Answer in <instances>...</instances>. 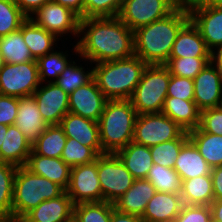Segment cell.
Masks as SVG:
<instances>
[{"label":"cell","instance_id":"obj_1","mask_svg":"<svg viewBox=\"0 0 222 222\" xmlns=\"http://www.w3.org/2000/svg\"><path fill=\"white\" fill-rule=\"evenodd\" d=\"M74 46L75 54L92 63L129 58L134 55V31L118 17L83 18Z\"/></svg>","mask_w":222,"mask_h":222},{"label":"cell","instance_id":"obj_2","mask_svg":"<svg viewBox=\"0 0 222 222\" xmlns=\"http://www.w3.org/2000/svg\"><path fill=\"white\" fill-rule=\"evenodd\" d=\"M190 21L189 12L177 6L166 17L134 31V54L147 65H164L180 30Z\"/></svg>","mask_w":222,"mask_h":222},{"label":"cell","instance_id":"obj_3","mask_svg":"<svg viewBox=\"0 0 222 222\" xmlns=\"http://www.w3.org/2000/svg\"><path fill=\"white\" fill-rule=\"evenodd\" d=\"M93 78L108 100H130L147 64L135 54L129 58L96 63Z\"/></svg>","mask_w":222,"mask_h":222},{"label":"cell","instance_id":"obj_4","mask_svg":"<svg viewBox=\"0 0 222 222\" xmlns=\"http://www.w3.org/2000/svg\"><path fill=\"white\" fill-rule=\"evenodd\" d=\"M137 115L130 100H107L98 121L104 153H116L133 141Z\"/></svg>","mask_w":222,"mask_h":222},{"label":"cell","instance_id":"obj_5","mask_svg":"<svg viewBox=\"0 0 222 222\" xmlns=\"http://www.w3.org/2000/svg\"><path fill=\"white\" fill-rule=\"evenodd\" d=\"M64 191L57 183L32 173L25 166L18 167L14 179L12 219L23 218L43 201L56 198Z\"/></svg>","mask_w":222,"mask_h":222},{"label":"cell","instance_id":"obj_6","mask_svg":"<svg viewBox=\"0 0 222 222\" xmlns=\"http://www.w3.org/2000/svg\"><path fill=\"white\" fill-rule=\"evenodd\" d=\"M171 74L165 65H147L130 99L137 114L161 113Z\"/></svg>","mask_w":222,"mask_h":222},{"label":"cell","instance_id":"obj_7","mask_svg":"<svg viewBox=\"0 0 222 222\" xmlns=\"http://www.w3.org/2000/svg\"><path fill=\"white\" fill-rule=\"evenodd\" d=\"M97 171L103 201L114 203L133 185L135 178L116 153H104L97 157Z\"/></svg>","mask_w":222,"mask_h":222},{"label":"cell","instance_id":"obj_8","mask_svg":"<svg viewBox=\"0 0 222 222\" xmlns=\"http://www.w3.org/2000/svg\"><path fill=\"white\" fill-rule=\"evenodd\" d=\"M183 130L176 122L161 113H144L137 115L133 142L153 147L157 144L179 138Z\"/></svg>","mask_w":222,"mask_h":222},{"label":"cell","instance_id":"obj_9","mask_svg":"<svg viewBox=\"0 0 222 222\" xmlns=\"http://www.w3.org/2000/svg\"><path fill=\"white\" fill-rule=\"evenodd\" d=\"M37 60L5 63L0 70V94L16 98L32 96L40 86Z\"/></svg>","mask_w":222,"mask_h":222},{"label":"cell","instance_id":"obj_10","mask_svg":"<svg viewBox=\"0 0 222 222\" xmlns=\"http://www.w3.org/2000/svg\"><path fill=\"white\" fill-rule=\"evenodd\" d=\"M176 7L177 0H123L118 18L135 31L166 17Z\"/></svg>","mask_w":222,"mask_h":222},{"label":"cell","instance_id":"obj_11","mask_svg":"<svg viewBox=\"0 0 222 222\" xmlns=\"http://www.w3.org/2000/svg\"><path fill=\"white\" fill-rule=\"evenodd\" d=\"M73 204L103 202L97 171V158L90 164L71 168L69 186L65 190Z\"/></svg>","mask_w":222,"mask_h":222},{"label":"cell","instance_id":"obj_12","mask_svg":"<svg viewBox=\"0 0 222 222\" xmlns=\"http://www.w3.org/2000/svg\"><path fill=\"white\" fill-rule=\"evenodd\" d=\"M33 16L30 19L34 23L57 37L66 33L81 37L78 35L81 18L65 6L51 1L33 13Z\"/></svg>","mask_w":222,"mask_h":222},{"label":"cell","instance_id":"obj_13","mask_svg":"<svg viewBox=\"0 0 222 222\" xmlns=\"http://www.w3.org/2000/svg\"><path fill=\"white\" fill-rule=\"evenodd\" d=\"M41 85L33 93L38 110L48 125H59L69 112V95L52 80Z\"/></svg>","mask_w":222,"mask_h":222},{"label":"cell","instance_id":"obj_14","mask_svg":"<svg viewBox=\"0 0 222 222\" xmlns=\"http://www.w3.org/2000/svg\"><path fill=\"white\" fill-rule=\"evenodd\" d=\"M194 80V102L202 111L220 107L222 100V74L209 62Z\"/></svg>","mask_w":222,"mask_h":222},{"label":"cell","instance_id":"obj_15","mask_svg":"<svg viewBox=\"0 0 222 222\" xmlns=\"http://www.w3.org/2000/svg\"><path fill=\"white\" fill-rule=\"evenodd\" d=\"M107 100L93 78L69 95V112L98 122Z\"/></svg>","mask_w":222,"mask_h":222},{"label":"cell","instance_id":"obj_16","mask_svg":"<svg viewBox=\"0 0 222 222\" xmlns=\"http://www.w3.org/2000/svg\"><path fill=\"white\" fill-rule=\"evenodd\" d=\"M189 16L211 52L222 44V8L202 5L190 10Z\"/></svg>","mask_w":222,"mask_h":222},{"label":"cell","instance_id":"obj_17","mask_svg":"<svg viewBox=\"0 0 222 222\" xmlns=\"http://www.w3.org/2000/svg\"><path fill=\"white\" fill-rule=\"evenodd\" d=\"M67 138H73L90 147L97 155L104 154L99 137L98 122L68 112L60 121Z\"/></svg>","mask_w":222,"mask_h":222},{"label":"cell","instance_id":"obj_18","mask_svg":"<svg viewBox=\"0 0 222 222\" xmlns=\"http://www.w3.org/2000/svg\"><path fill=\"white\" fill-rule=\"evenodd\" d=\"M14 125L32 144L49 126L40 114L33 95L18 98V111Z\"/></svg>","mask_w":222,"mask_h":222},{"label":"cell","instance_id":"obj_19","mask_svg":"<svg viewBox=\"0 0 222 222\" xmlns=\"http://www.w3.org/2000/svg\"><path fill=\"white\" fill-rule=\"evenodd\" d=\"M74 204L64 191L60 196L43 201L23 218L27 222H67L73 217Z\"/></svg>","mask_w":222,"mask_h":222},{"label":"cell","instance_id":"obj_20","mask_svg":"<svg viewBox=\"0 0 222 222\" xmlns=\"http://www.w3.org/2000/svg\"><path fill=\"white\" fill-rule=\"evenodd\" d=\"M25 167L36 175L43 176L66 190L69 186L71 168L61 159L30 153Z\"/></svg>","mask_w":222,"mask_h":222},{"label":"cell","instance_id":"obj_21","mask_svg":"<svg viewBox=\"0 0 222 222\" xmlns=\"http://www.w3.org/2000/svg\"><path fill=\"white\" fill-rule=\"evenodd\" d=\"M183 206L180 194L156 192L141 216L144 222H173Z\"/></svg>","mask_w":222,"mask_h":222},{"label":"cell","instance_id":"obj_22","mask_svg":"<svg viewBox=\"0 0 222 222\" xmlns=\"http://www.w3.org/2000/svg\"><path fill=\"white\" fill-rule=\"evenodd\" d=\"M31 152L32 143L18 127L9 125L0 148V162L17 167L25 166Z\"/></svg>","mask_w":222,"mask_h":222},{"label":"cell","instance_id":"obj_23","mask_svg":"<svg viewBox=\"0 0 222 222\" xmlns=\"http://www.w3.org/2000/svg\"><path fill=\"white\" fill-rule=\"evenodd\" d=\"M156 189L147 179H135L131 188L116 202L114 208L120 212L142 216L146 205L153 198Z\"/></svg>","mask_w":222,"mask_h":222},{"label":"cell","instance_id":"obj_24","mask_svg":"<svg viewBox=\"0 0 222 222\" xmlns=\"http://www.w3.org/2000/svg\"><path fill=\"white\" fill-rule=\"evenodd\" d=\"M211 57L198 29L189 21L178 33L169 58Z\"/></svg>","mask_w":222,"mask_h":222},{"label":"cell","instance_id":"obj_25","mask_svg":"<svg viewBox=\"0 0 222 222\" xmlns=\"http://www.w3.org/2000/svg\"><path fill=\"white\" fill-rule=\"evenodd\" d=\"M173 169L177 172L181 181L211 174V167L190 140L181 147Z\"/></svg>","mask_w":222,"mask_h":222},{"label":"cell","instance_id":"obj_26","mask_svg":"<svg viewBox=\"0 0 222 222\" xmlns=\"http://www.w3.org/2000/svg\"><path fill=\"white\" fill-rule=\"evenodd\" d=\"M200 112L194 101L176 97H166L162 108V113L176 122L186 132L199 126Z\"/></svg>","mask_w":222,"mask_h":222},{"label":"cell","instance_id":"obj_27","mask_svg":"<svg viewBox=\"0 0 222 222\" xmlns=\"http://www.w3.org/2000/svg\"><path fill=\"white\" fill-rule=\"evenodd\" d=\"M116 154L135 179H146L154 164L150 148L133 141Z\"/></svg>","mask_w":222,"mask_h":222},{"label":"cell","instance_id":"obj_28","mask_svg":"<svg viewBox=\"0 0 222 222\" xmlns=\"http://www.w3.org/2000/svg\"><path fill=\"white\" fill-rule=\"evenodd\" d=\"M22 37L35 60L54 51V43L59 38L28 18L22 24Z\"/></svg>","mask_w":222,"mask_h":222},{"label":"cell","instance_id":"obj_29","mask_svg":"<svg viewBox=\"0 0 222 222\" xmlns=\"http://www.w3.org/2000/svg\"><path fill=\"white\" fill-rule=\"evenodd\" d=\"M180 195L183 204L210 206L214 201L211 174L182 180Z\"/></svg>","mask_w":222,"mask_h":222},{"label":"cell","instance_id":"obj_30","mask_svg":"<svg viewBox=\"0 0 222 222\" xmlns=\"http://www.w3.org/2000/svg\"><path fill=\"white\" fill-rule=\"evenodd\" d=\"M188 137L211 168L222 165V135L206 133L197 127L188 132Z\"/></svg>","mask_w":222,"mask_h":222},{"label":"cell","instance_id":"obj_31","mask_svg":"<svg viewBox=\"0 0 222 222\" xmlns=\"http://www.w3.org/2000/svg\"><path fill=\"white\" fill-rule=\"evenodd\" d=\"M0 50L4 62L8 64H20L35 61L31 55L30 49L23 40L22 25L18 30L13 31L4 37H0Z\"/></svg>","mask_w":222,"mask_h":222},{"label":"cell","instance_id":"obj_32","mask_svg":"<svg viewBox=\"0 0 222 222\" xmlns=\"http://www.w3.org/2000/svg\"><path fill=\"white\" fill-rule=\"evenodd\" d=\"M67 136L60 125H49L32 144V150L42 156L61 158Z\"/></svg>","mask_w":222,"mask_h":222},{"label":"cell","instance_id":"obj_33","mask_svg":"<svg viewBox=\"0 0 222 222\" xmlns=\"http://www.w3.org/2000/svg\"><path fill=\"white\" fill-rule=\"evenodd\" d=\"M17 166L0 162V219H12V200Z\"/></svg>","mask_w":222,"mask_h":222},{"label":"cell","instance_id":"obj_34","mask_svg":"<svg viewBox=\"0 0 222 222\" xmlns=\"http://www.w3.org/2000/svg\"><path fill=\"white\" fill-rule=\"evenodd\" d=\"M146 179L158 192L180 194L182 181L173 168L153 164Z\"/></svg>","mask_w":222,"mask_h":222},{"label":"cell","instance_id":"obj_35","mask_svg":"<svg viewBox=\"0 0 222 222\" xmlns=\"http://www.w3.org/2000/svg\"><path fill=\"white\" fill-rule=\"evenodd\" d=\"M113 203L90 202L78 203L73 207V217L78 222H110Z\"/></svg>","mask_w":222,"mask_h":222},{"label":"cell","instance_id":"obj_36","mask_svg":"<svg viewBox=\"0 0 222 222\" xmlns=\"http://www.w3.org/2000/svg\"><path fill=\"white\" fill-rule=\"evenodd\" d=\"M189 140L188 132H184L175 140L166 141L150 147L154 164L174 168L175 160L179 156L181 147Z\"/></svg>","mask_w":222,"mask_h":222},{"label":"cell","instance_id":"obj_37","mask_svg":"<svg viewBox=\"0 0 222 222\" xmlns=\"http://www.w3.org/2000/svg\"><path fill=\"white\" fill-rule=\"evenodd\" d=\"M81 65L77 66L75 61L71 62L58 76L54 82L63 91L70 95L77 88L87 84L93 79V68L89 71L84 70Z\"/></svg>","mask_w":222,"mask_h":222},{"label":"cell","instance_id":"obj_38","mask_svg":"<svg viewBox=\"0 0 222 222\" xmlns=\"http://www.w3.org/2000/svg\"><path fill=\"white\" fill-rule=\"evenodd\" d=\"M67 56L68 53L65 55V53L61 51H52L37 59L41 84H43L44 81L50 82V80H47V77L53 78L52 82L58 79L60 73L72 62L71 60L69 62Z\"/></svg>","mask_w":222,"mask_h":222},{"label":"cell","instance_id":"obj_39","mask_svg":"<svg viewBox=\"0 0 222 222\" xmlns=\"http://www.w3.org/2000/svg\"><path fill=\"white\" fill-rule=\"evenodd\" d=\"M211 62V57L169 58L164 64L171 75L194 79Z\"/></svg>","mask_w":222,"mask_h":222},{"label":"cell","instance_id":"obj_40","mask_svg":"<svg viewBox=\"0 0 222 222\" xmlns=\"http://www.w3.org/2000/svg\"><path fill=\"white\" fill-rule=\"evenodd\" d=\"M27 19L14 0H0V37L18 30Z\"/></svg>","mask_w":222,"mask_h":222},{"label":"cell","instance_id":"obj_41","mask_svg":"<svg viewBox=\"0 0 222 222\" xmlns=\"http://www.w3.org/2000/svg\"><path fill=\"white\" fill-rule=\"evenodd\" d=\"M98 155L87 146L82 145L73 138H67L61 159L70 167L90 164L96 160Z\"/></svg>","mask_w":222,"mask_h":222},{"label":"cell","instance_id":"obj_42","mask_svg":"<svg viewBox=\"0 0 222 222\" xmlns=\"http://www.w3.org/2000/svg\"><path fill=\"white\" fill-rule=\"evenodd\" d=\"M123 0H83V18L118 17Z\"/></svg>","mask_w":222,"mask_h":222},{"label":"cell","instance_id":"obj_43","mask_svg":"<svg viewBox=\"0 0 222 222\" xmlns=\"http://www.w3.org/2000/svg\"><path fill=\"white\" fill-rule=\"evenodd\" d=\"M167 97H176L194 101V80L186 77L171 75L167 88Z\"/></svg>","mask_w":222,"mask_h":222},{"label":"cell","instance_id":"obj_44","mask_svg":"<svg viewBox=\"0 0 222 222\" xmlns=\"http://www.w3.org/2000/svg\"><path fill=\"white\" fill-rule=\"evenodd\" d=\"M198 128L206 133L222 135V108H208L200 112Z\"/></svg>","mask_w":222,"mask_h":222},{"label":"cell","instance_id":"obj_45","mask_svg":"<svg viewBox=\"0 0 222 222\" xmlns=\"http://www.w3.org/2000/svg\"><path fill=\"white\" fill-rule=\"evenodd\" d=\"M175 222H213L211 208L207 205L183 204Z\"/></svg>","mask_w":222,"mask_h":222},{"label":"cell","instance_id":"obj_46","mask_svg":"<svg viewBox=\"0 0 222 222\" xmlns=\"http://www.w3.org/2000/svg\"><path fill=\"white\" fill-rule=\"evenodd\" d=\"M18 111V98L0 94V124L13 125Z\"/></svg>","mask_w":222,"mask_h":222},{"label":"cell","instance_id":"obj_47","mask_svg":"<svg viewBox=\"0 0 222 222\" xmlns=\"http://www.w3.org/2000/svg\"><path fill=\"white\" fill-rule=\"evenodd\" d=\"M52 0H14L20 10L30 18L39 8L45 3L51 2Z\"/></svg>","mask_w":222,"mask_h":222},{"label":"cell","instance_id":"obj_48","mask_svg":"<svg viewBox=\"0 0 222 222\" xmlns=\"http://www.w3.org/2000/svg\"><path fill=\"white\" fill-rule=\"evenodd\" d=\"M214 200H222V165L211 168Z\"/></svg>","mask_w":222,"mask_h":222},{"label":"cell","instance_id":"obj_49","mask_svg":"<svg viewBox=\"0 0 222 222\" xmlns=\"http://www.w3.org/2000/svg\"><path fill=\"white\" fill-rule=\"evenodd\" d=\"M110 222H144L138 215L120 212L113 208Z\"/></svg>","mask_w":222,"mask_h":222},{"label":"cell","instance_id":"obj_50","mask_svg":"<svg viewBox=\"0 0 222 222\" xmlns=\"http://www.w3.org/2000/svg\"><path fill=\"white\" fill-rule=\"evenodd\" d=\"M53 2L65 6L83 19V0H52Z\"/></svg>","mask_w":222,"mask_h":222},{"label":"cell","instance_id":"obj_51","mask_svg":"<svg viewBox=\"0 0 222 222\" xmlns=\"http://www.w3.org/2000/svg\"><path fill=\"white\" fill-rule=\"evenodd\" d=\"M209 1L210 0H178L177 6L189 12L195 7L206 5Z\"/></svg>","mask_w":222,"mask_h":222},{"label":"cell","instance_id":"obj_52","mask_svg":"<svg viewBox=\"0 0 222 222\" xmlns=\"http://www.w3.org/2000/svg\"><path fill=\"white\" fill-rule=\"evenodd\" d=\"M213 222H222V200H214L210 204Z\"/></svg>","mask_w":222,"mask_h":222},{"label":"cell","instance_id":"obj_53","mask_svg":"<svg viewBox=\"0 0 222 222\" xmlns=\"http://www.w3.org/2000/svg\"><path fill=\"white\" fill-rule=\"evenodd\" d=\"M216 49L211 52V63L218 69L222 74V44L217 46ZM216 51V52H215Z\"/></svg>","mask_w":222,"mask_h":222},{"label":"cell","instance_id":"obj_54","mask_svg":"<svg viewBox=\"0 0 222 222\" xmlns=\"http://www.w3.org/2000/svg\"><path fill=\"white\" fill-rule=\"evenodd\" d=\"M7 130H8V126L7 125H1L0 124V148H1V145H2L3 140L5 138Z\"/></svg>","mask_w":222,"mask_h":222},{"label":"cell","instance_id":"obj_55","mask_svg":"<svg viewBox=\"0 0 222 222\" xmlns=\"http://www.w3.org/2000/svg\"><path fill=\"white\" fill-rule=\"evenodd\" d=\"M206 5L211 7L222 8V0H210Z\"/></svg>","mask_w":222,"mask_h":222},{"label":"cell","instance_id":"obj_56","mask_svg":"<svg viewBox=\"0 0 222 222\" xmlns=\"http://www.w3.org/2000/svg\"><path fill=\"white\" fill-rule=\"evenodd\" d=\"M0 222H19V218L18 219H0Z\"/></svg>","mask_w":222,"mask_h":222},{"label":"cell","instance_id":"obj_57","mask_svg":"<svg viewBox=\"0 0 222 222\" xmlns=\"http://www.w3.org/2000/svg\"><path fill=\"white\" fill-rule=\"evenodd\" d=\"M4 64H5V62H4V59L2 57V53H1V50H0V70L3 68Z\"/></svg>","mask_w":222,"mask_h":222},{"label":"cell","instance_id":"obj_58","mask_svg":"<svg viewBox=\"0 0 222 222\" xmlns=\"http://www.w3.org/2000/svg\"><path fill=\"white\" fill-rule=\"evenodd\" d=\"M67 222H78L74 217H72L70 220H68Z\"/></svg>","mask_w":222,"mask_h":222},{"label":"cell","instance_id":"obj_59","mask_svg":"<svg viewBox=\"0 0 222 222\" xmlns=\"http://www.w3.org/2000/svg\"><path fill=\"white\" fill-rule=\"evenodd\" d=\"M19 222H27L24 218H19Z\"/></svg>","mask_w":222,"mask_h":222}]
</instances>
